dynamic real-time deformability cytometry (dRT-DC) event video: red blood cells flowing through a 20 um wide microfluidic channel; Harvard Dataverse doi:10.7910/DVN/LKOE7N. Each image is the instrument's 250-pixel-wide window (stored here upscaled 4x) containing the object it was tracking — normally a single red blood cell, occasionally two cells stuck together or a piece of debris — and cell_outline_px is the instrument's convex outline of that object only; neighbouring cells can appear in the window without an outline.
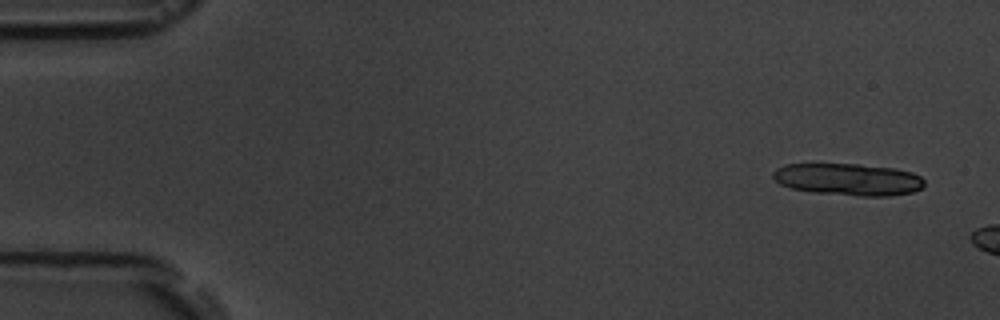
{"species": "common noctule bat (a hibernating species)", "species_latin": "Nyctalus noctula", "temperature_condition": "room temperature", "stored_images_in_passage": 3, "camera_frame_rate_fps": 3000, "um_per_image_px": 0.085, "animal": {"sex": "male", "body_mass_g": 19.5, "forearm_length_mm": 54.6}, "frame": {"image": 1, "passage_image": 1, "time_ms": 0.0, "image_size_px": [1000, 320], "cell_outline_px": [[924, 184], [920, 188], [912, 192], [888, 196], [860, 196], [816, 192], [792, 188], [780, 184], [772, 176], [772, 172], [776, 168], [784, 164], [860, 164], [896, 168], [912, 172], [920, 176], [924, 180]], "centroid_in_image_um": [72.1, 15.23], "position_along_channel_um": 12.9, "area_um2": 28.21}}